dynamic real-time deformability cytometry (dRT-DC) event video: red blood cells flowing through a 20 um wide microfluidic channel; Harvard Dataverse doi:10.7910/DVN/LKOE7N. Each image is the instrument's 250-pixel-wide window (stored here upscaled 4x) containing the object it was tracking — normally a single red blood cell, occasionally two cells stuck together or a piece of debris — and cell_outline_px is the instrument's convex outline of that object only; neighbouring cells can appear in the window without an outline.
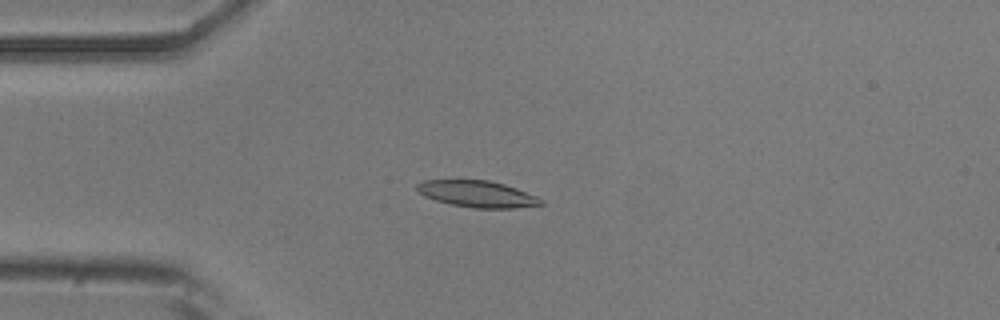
{"species": "common noctule bat (a hibernating species)", "species_latin": "Nyctalus noctula", "temperature_condition": "room temperature", "stored_images_in_passage": 42, "camera_frame_rate_fps": 3000, "um_per_image_px": 0.085, "animal": {"sex": "male", "body_mass_g": 20.5, "forearm_length_mm": 52.5}, "frame": {"image": 1, "passage_image": 6, "time_ms": 1.667, "image_size_px": [1000, 320], "cell_outline_px": [[544, 204], [512, 208], [472, 208], [452, 204], [436, 200], [424, 196], [416, 188], [416, 184], [424, 180], [488, 180], [504, 184], [516, 188], [536, 196], [544, 200]], "centroid_in_image_um": [40.57, 16.48], "position_along_channel_um": 44.4, "area_um2": 19.02}}
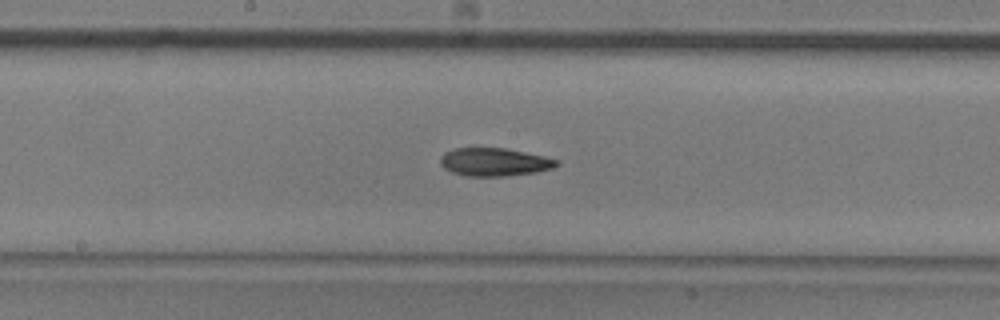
{"frame": {"image": 2, "passage_image": 20, "time_ms": 6.333, "image_size_px": [1000, 320], "cell_outline_px": [[560, 164], [552, 168], [536, 172], [504, 176], [464, 176], [452, 172], [444, 168], [440, 164], [440, 156], [444, 152], [452, 148], [504, 148], [544, 156], [560, 160]], "centroid_in_image_um": [42.0, 13.77], "position_along_channel_um": 206.2, "area_um2": 19.13}}
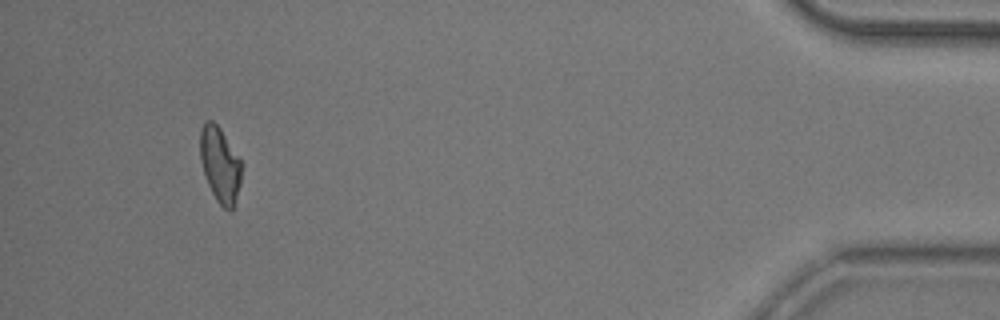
{"frame": {"image": 3, "passage_image": 42, "time_ms": 13.667, "image_size_px": [1000, 320], "cell_outline_px": [[244, 164], [240, 184], [232, 212], [228, 212], [216, 200], [208, 184], [200, 160], [200, 128], [204, 120], [212, 120], [220, 128]], "centroid_in_image_um": [18.72, 13.99], "position_along_channel_um": 416.5, "area_um2": 18.5}, "authors_computed_cell_mechanics": {"area_um2": 18.8428, "velocity_mm_per_s": 3.8296, "shape_relaxation_time_tau1_ms": 7.2464, "shape_relaxation_time_tau2_ms": 3.5046, "deformation_change_tau1": 0.1793, "deformation_change_tau2": 0.1023}}